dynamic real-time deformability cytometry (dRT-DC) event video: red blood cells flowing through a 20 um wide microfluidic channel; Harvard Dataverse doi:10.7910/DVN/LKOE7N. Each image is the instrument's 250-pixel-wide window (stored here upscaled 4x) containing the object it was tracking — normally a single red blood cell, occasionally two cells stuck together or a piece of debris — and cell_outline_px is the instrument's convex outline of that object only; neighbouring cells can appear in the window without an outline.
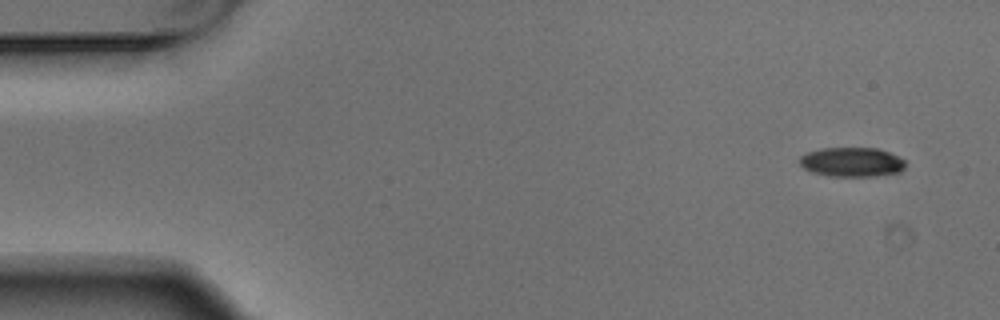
{"species": "Egyptian fruit bat (a non-hibernating species)", "species_latin": "Rousettus aegyptiacus", "temperature_condition": "warm", "stored_images_in_passage": 4, "camera_frame_rate_fps": 3000, "um_per_image_px": 0.085, "animal": {"sex": "male"}, "frame": {"image": 1, "passage_image": 1, "time_ms": 0.0, "image_size_px": [1000, 320], "cell_outline_px": [[904, 168], [900, 172], [876, 176], [832, 176], [812, 172], [804, 168], [800, 164], [800, 156], [808, 152], [820, 148], [876, 148], [888, 152], [904, 160]], "centroid_in_image_um": [72.39, 13.77], "position_along_channel_um": 12.6, "area_um2": 17.98}}
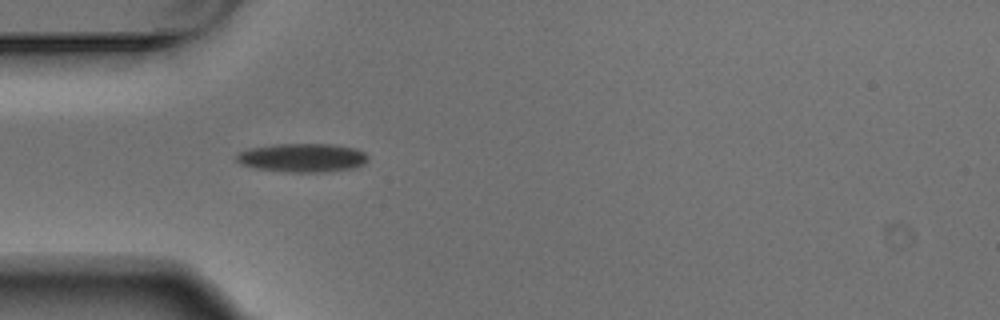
{"frame": {"image": 2, "passage_image": 4, "time_ms": 1.0, "image_size_px": [1000, 320], "cell_outline_px": [[368, 160], [364, 164], [352, 168], [324, 172], [288, 172], [256, 168], [240, 164], [236, 160], [236, 156], [240, 152], [248, 148], [276, 144], [332, 144], [356, 148], [364, 152], [368, 156]], "centroid_in_image_um": [25.71, 13.4], "position_along_channel_um": 59.3, "area_um2": 22.02}}